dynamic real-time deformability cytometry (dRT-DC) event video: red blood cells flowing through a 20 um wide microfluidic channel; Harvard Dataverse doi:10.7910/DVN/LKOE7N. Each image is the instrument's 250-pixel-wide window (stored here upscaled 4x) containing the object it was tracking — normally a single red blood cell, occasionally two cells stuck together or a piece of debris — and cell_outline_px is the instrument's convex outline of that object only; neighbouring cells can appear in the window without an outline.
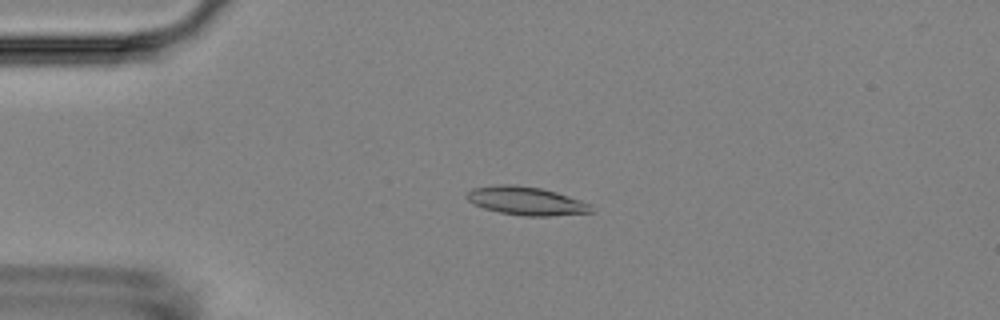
{"species": "Egyptian fruit bat (a non-hibernating species)", "species_latin": "Rousettus aegyptiacus", "temperature_condition": "room temperature", "stored_images_in_passage": 4, "camera_frame_rate_fps": 3000, "um_per_image_px": 0.085, "animal": {"sex": "female"}, "frame": {"image": 1, "passage_image": 3, "time_ms": 2.333, "image_size_px": [1000, 320], "cell_outline_px": [[592, 212], [548, 216], [524, 216], [500, 212], [484, 208], [472, 204], [464, 196], [472, 188], [496, 184], [516, 184], [540, 188], [556, 192], [592, 204]], "centroid_in_image_um": [44.68, 17.06], "position_along_channel_um": 40.3, "area_um2": 20.63}}